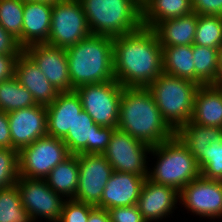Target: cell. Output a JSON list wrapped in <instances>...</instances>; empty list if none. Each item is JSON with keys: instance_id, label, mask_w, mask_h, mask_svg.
Wrapping results in <instances>:
<instances>
[{"instance_id": "obj_41", "label": "cell", "mask_w": 222, "mask_h": 222, "mask_svg": "<svg viewBox=\"0 0 222 222\" xmlns=\"http://www.w3.org/2000/svg\"><path fill=\"white\" fill-rule=\"evenodd\" d=\"M88 222H111L106 209L95 207L89 214Z\"/></svg>"}, {"instance_id": "obj_5", "label": "cell", "mask_w": 222, "mask_h": 222, "mask_svg": "<svg viewBox=\"0 0 222 222\" xmlns=\"http://www.w3.org/2000/svg\"><path fill=\"white\" fill-rule=\"evenodd\" d=\"M150 155L156 156L157 161L153 170L149 167L148 179L157 184L170 186L180 192L201 175L195 157L176 134L152 146Z\"/></svg>"}, {"instance_id": "obj_23", "label": "cell", "mask_w": 222, "mask_h": 222, "mask_svg": "<svg viewBox=\"0 0 222 222\" xmlns=\"http://www.w3.org/2000/svg\"><path fill=\"white\" fill-rule=\"evenodd\" d=\"M198 22V14L170 18L159 22L152 30L162 47L193 45Z\"/></svg>"}, {"instance_id": "obj_26", "label": "cell", "mask_w": 222, "mask_h": 222, "mask_svg": "<svg viewBox=\"0 0 222 222\" xmlns=\"http://www.w3.org/2000/svg\"><path fill=\"white\" fill-rule=\"evenodd\" d=\"M45 180L57 194L75 199L79 180L78 154H70L50 171Z\"/></svg>"}, {"instance_id": "obj_34", "label": "cell", "mask_w": 222, "mask_h": 222, "mask_svg": "<svg viewBox=\"0 0 222 222\" xmlns=\"http://www.w3.org/2000/svg\"><path fill=\"white\" fill-rule=\"evenodd\" d=\"M19 178L18 151L0 148V189L16 184Z\"/></svg>"}, {"instance_id": "obj_19", "label": "cell", "mask_w": 222, "mask_h": 222, "mask_svg": "<svg viewBox=\"0 0 222 222\" xmlns=\"http://www.w3.org/2000/svg\"><path fill=\"white\" fill-rule=\"evenodd\" d=\"M47 109V135L64 139L72 128L77 115L82 111V103L75 90L59 92Z\"/></svg>"}, {"instance_id": "obj_24", "label": "cell", "mask_w": 222, "mask_h": 222, "mask_svg": "<svg viewBox=\"0 0 222 222\" xmlns=\"http://www.w3.org/2000/svg\"><path fill=\"white\" fill-rule=\"evenodd\" d=\"M192 12L191 0H141V24L150 29L161 21Z\"/></svg>"}, {"instance_id": "obj_10", "label": "cell", "mask_w": 222, "mask_h": 222, "mask_svg": "<svg viewBox=\"0 0 222 222\" xmlns=\"http://www.w3.org/2000/svg\"><path fill=\"white\" fill-rule=\"evenodd\" d=\"M151 146L116 129L103 152L114 171L148 177V154Z\"/></svg>"}, {"instance_id": "obj_42", "label": "cell", "mask_w": 222, "mask_h": 222, "mask_svg": "<svg viewBox=\"0 0 222 222\" xmlns=\"http://www.w3.org/2000/svg\"><path fill=\"white\" fill-rule=\"evenodd\" d=\"M211 86L216 88H222V60H219L217 75Z\"/></svg>"}, {"instance_id": "obj_17", "label": "cell", "mask_w": 222, "mask_h": 222, "mask_svg": "<svg viewBox=\"0 0 222 222\" xmlns=\"http://www.w3.org/2000/svg\"><path fill=\"white\" fill-rule=\"evenodd\" d=\"M179 201V191L147 178L142 186L137 206L147 222H159L170 217L174 209L178 208L175 206Z\"/></svg>"}, {"instance_id": "obj_14", "label": "cell", "mask_w": 222, "mask_h": 222, "mask_svg": "<svg viewBox=\"0 0 222 222\" xmlns=\"http://www.w3.org/2000/svg\"><path fill=\"white\" fill-rule=\"evenodd\" d=\"M116 129L96 124L83 110L77 115L63 142L70 154H103Z\"/></svg>"}, {"instance_id": "obj_38", "label": "cell", "mask_w": 222, "mask_h": 222, "mask_svg": "<svg viewBox=\"0 0 222 222\" xmlns=\"http://www.w3.org/2000/svg\"><path fill=\"white\" fill-rule=\"evenodd\" d=\"M192 10L198 15L222 17V0H191Z\"/></svg>"}, {"instance_id": "obj_20", "label": "cell", "mask_w": 222, "mask_h": 222, "mask_svg": "<svg viewBox=\"0 0 222 222\" xmlns=\"http://www.w3.org/2000/svg\"><path fill=\"white\" fill-rule=\"evenodd\" d=\"M14 77L32 94L37 105H50L59 93L24 51L16 61Z\"/></svg>"}, {"instance_id": "obj_43", "label": "cell", "mask_w": 222, "mask_h": 222, "mask_svg": "<svg viewBox=\"0 0 222 222\" xmlns=\"http://www.w3.org/2000/svg\"><path fill=\"white\" fill-rule=\"evenodd\" d=\"M24 1H45V2H49V3L54 4V3L61 1V0H24Z\"/></svg>"}, {"instance_id": "obj_15", "label": "cell", "mask_w": 222, "mask_h": 222, "mask_svg": "<svg viewBox=\"0 0 222 222\" xmlns=\"http://www.w3.org/2000/svg\"><path fill=\"white\" fill-rule=\"evenodd\" d=\"M24 52L58 92L72 91L65 48L38 43L25 47Z\"/></svg>"}, {"instance_id": "obj_27", "label": "cell", "mask_w": 222, "mask_h": 222, "mask_svg": "<svg viewBox=\"0 0 222 222\" xmlns=\"http://www.w3.org/2000/svg\"><path fill=\"white\" fill-rule=\"evenodd\" d=\"M163 73L195 83L193 45L162 47Z\"/></svg>"}, {"instance_id": "obj_2", "label": "cell", "mask_w": 222, "mask_h": 222, "mask_svg": "<svg viewBox=\"0 0 222 222\" xmlns=\"http://www.w3.org/2000/svg\"><path fill=\"white\" fill-rule=\"evenodd\" d=\"M117 129L151 147L175 134L163 120L149 89L138 87H123Z\"/></svg>"}, {"instance_id": "obj_32", "label": "cell", "mask_w": 222, "mask_h": 222, "mask_svg": "<svg viewBox=\"0 0 222 222\" xmlns=\"http://www.w3.org/2000/svg\"><path fill=\"white\" fill-rule=\"evenodd\" d=\"M24 0H0V25L22 46Z\"/></svg>"}, {"instance_id": "obj_18", "label": "cell", "mask_w": 222, "mask_h": 222, "mask_svg": "<svg viewBox=\"0 0 222 222\" xmlns=\"http://www.w3.org/2000/svg\"><path fill=\"white\" fill-rule=\"evenodd\" d=\"M147 178L133 173L113 171L105 185L100 208L109 210L114 207L136 205Z\"/></svg>"}, {"instance_id": "obj_3", "label": "cell", "mask_w": 222, "mask_h": 222, "mask_svg": "<svg viewBox=\"0 0 222 222\" xmlns=\"http://www.w3.org/2000/svg\"><path fill=\"white\" fill-rule=\"evenodd\" d=\"M72 91L85 84L115 79L113 71V38L93 35L66 48Z\"/></svg>"}, {"instance_id": "obj_4", "label": "cell", "mask_w": 222, "mask_h": 222, "mask_svg": "<svg viewBox=\"0 0 222 222\" xmlns=\"http://www.w3.org/2000/svg\"><path fill=\"white\" fill-rule=\"evenodd\" d=\"M91 34L115 38L138 30L141 0H79Z\"/></svg>"}, {"instance_id": "obj_7", "label": "cell", "mask_w": 222, "mask_h": 222, "mask_svg": "<svg viewBox=\"0 0 222 222\" xmlns=\"http://www.w3.org/2000/svg\"><path fill=\"white\" fill-rule=\"evenodd\" d=\"M90 35L79 0H61L53 4L47 44L66 49Z\"/></svg>"}, {"instance_id": "obj_33", "label": "cell", "mask_w": 222, "mask_h": 222, "mask_svg": "<svg viewBox=\"0 0 222 222\" xmlns=\"http://www.w3.org/2000/svg\"><path fill=\"white\" fill-rule=\"evenodd\" d=\"M209 145L205 149V156L197 165L202 177L222 181V140Z\"/></svg>"}, {"instance_id": "obj_21", "label": "cell", "mask_w": 222, "mask_h": 222, "mask_svg": "<svg viewBox=\"0 0 222 222\" xmlns=\"http://www.w3.org/2000/svg\"><path fill=\"white\" fill-rule=\"evenodd\" d=\"M52 3L24 1L22 47L47 43L51 27Z\"/></svg>"}, {"instance_id": "obj_25", "label": "cell", "mask_w": 222, "mask_h": 222, "mask_svg": "<svg viewBox=\"0 0 222 222\" xmlns=\"http://www.w3.org/2000/svg\"><path fill=\"white\" fill-rule=\"evenodd\" d=\"M175 134L187 146L197 163L205 156V149L211 142L222 140V128L202 126L191 121L180 127Z\"/></svg>"}, {"instance_id": "obj_28", "label": "cell", "mask_w": 222, "mask_h": 222, "mask_svg": "<svg viewBox=\"0 0 222 222\" xmlns=\"http://www.w3.org/2000/svg\"><path fill=\"white\" fill-rule=\"evenodd\" d=\"M195 83L199 86L211 85L217 75L219 49L193 44Z\"/></svg>"}, {"instance_id": "obj_8", "label": "cell", "mask_w": 222, "mask_h": 222, "mask_svg": "<svg viewBox=\"0 0 222 222\" xmlns=\"http://www.w3.org/2000/svg\"><path fill=\"white\" fill-rule=\"evenodd\" d=\"M82 108L93 121L104 127L117 128L123 86L115 79L97 84H85L75 89Z\"/></svg>"}, {"instance_id": "obj_22", "label": "cell", "mask_w": 222, "mask_h": 222, "mask_svg": "<svg viewBox=\"0 0 222 222\" xmlns=\"http://www.w3.org/2000/svg\"><path fill=\"white\" fill-rule=\"evenodd\" d=\"M191 122L222 128V88L199 86L195 96Z\"/></svg>"}, {"instance_id": "obj_12", "label": "cell", "mask_w": 222, "mask_h": 222, "mask_svg": "<svg viewBox=\"0 0 222 222\" xmlns=\"http://www.w3.org/2000/svg\"><path fill=\"white\" fill-rule=\"evenodd\" d=\"M79 180L75 200L100 208L113 168L103 154H78Z\"/></svg>"}, {"instance_id": "obj_40", "label": "cell", "mask_w": 222, "mask_h": 222, "mask_svg": "<svg viewBox=\"0 0 222 222\" xmlns=\"http://www.w3.org/2000/svg\"><path fill=\"white\" fill-rule=\"evenodd\" d=\"M0 148L12 149L9 119L6 112L0 111Z\"/></svg>"}, {"instance_id": "obj_13", "label": "cell", "mask_w": 222, "mask_h": 222, "mask_svg": "<svg viewBox=\"0 0 222 222\" xmlns=\"http://www.w3.org/2000/svg\"><path fill=\"white\" fill-rule=\"evenodd\" d=\"M179 197V203L193 215L211 220L222 217V181L200 175L181 189Z\"/></svg>"}, {"instance_id": "obj_44", "label": "cell", "mask_w": 222, "mask_h": 222, "mask_svg": "<svg viewBox=\"0 0 222 222\" xmlns=\"http://www.w3.org/2000/svg\"><path fill=\"white\" fill-rule=\"evenodd\" d=\"M219 54H220V59L219 60H222V45L220 46Z\"/></svg>"}, {"instance_id": "obj_11", "label": "cell", "mask_w": 222, "mask_h": 222, "mask_svg": "<svg viewBox=\"0 0 222 222\" xmlns=\"http://www.w3.org/2000/svg\"><path fill=\"white\" fill-rule=\"evenodd\" d=\"M16 186L21 196L22 206L34 222H39L38 218L59 222L66 199L54 192L45 179L19 177Z\"/></svg>"}, {"instance_id": "obj_9", "label": "cell", "mask_w": 222, "mask_h": 222, "mask_svg": "<svg viewBox=\"0 0 222 222\" xmlns=\"http://www.w3.org/2000/svg\"><path fill=\"white\" fill-rule=\"evenodd\" d=\"M69 155L62 139L41 137L18 152L19 177L45 179Z\"/></svg>"}, {"instance_id": "obj_35", "label": "cell", "mask_w": 222, "mask_h": 222, "mask_svg": "<svg viewBox=\"0 0 222 222\" xmlns=\"http://www.w3.org/2000/svg\"><path fill=\"white\" fill-rule=\"evenodd\" d=\"M94 208L75 199H66L59 222H88L89 214Z\"/></svg>"}, {"instance_id": "obj_29", "label": "cell", "mask_w": 222, "mask_h": 222, "mask_svg": "<svg viewBox=\"0 0 222 222\" xmlns=\"http://www.w3.org/2000/svg\"><path fill=\"white\" fill-rule=\"evenodd\" d=\"M34 105L32 94L15 77L0 82V111L9 113Z\"/></svg>"}, {"instance_id": "obj_31", "label": "cell", "mask_w": 222, "mask_h": 222, "mask_svg": "<svg viewBox=\"0 0 222 222\" xmlns=\"http://www.w3.org/2000/svg\"><path fill=\"white\" fill-rule=\"evenodd\" d=\"M194 45L220 49L222 45V17L198 15Z\"/></svg>"}, {"instance_id": "obj_36", "label": "cell", "mask_w": 222, "mask_h": 222, "mask_svg": "<svg viewBox=\"0 0 222 222\" xmlns=\"http://www.w3.org/2000/svg\"><path fill=\"white\" fill-rule=\"evenodd\" d=\"M111 222H147L136 205L114 207L107 210Z\"/></svg>"}, {"instance_id": "obj_37", "label": "cell", "mask_w": 222, "mask_h": 222, "mask_svg": "<svg viewBox=\"0 0 222 222\" xmlns=\"http://www.w3.org/2000/svg\"><path fill=\"white\" fill-rule=\"evenodd\" d=\"M23 51L18 39L0 25V55H20Z\"/></svg>"}, {"instance_id": "obj_6", "label": "cell", "mask_w": 222, "mask_h": 222, "mask_svg": "<svg viewBox=\"0 0 222 222\" xmlns=\"http://www.w3.org/2000/svg\"><path fill=\"white\" fill-rule=\"evenodd\" d=\"M199 85L162 73L147 88L152 93L163 120L176 132L191 121L194 96Z\"/></svg>"}, {"instance_id": "obj_16", "label": "cell", "mask_w": 222, "mask_h": 222, "mask_svg": "<svg viewBox=\"0 0 222 222\" xmlns=\"http://www.w3.org/2000/svg\"><path fill=\"white\" fill-rule=\"evenodd\" d=\"M12 149L18 152L47 135V109L43 105L14 110L7 113Z\"/></svg>"}, {"instance_id": "obj_39", "label": "cell", "mask_w": 222, "mask_h": 222, "mask_svg": "<svg viewBox=\"0 0 222 222\" xmlns=\"http://www.w3.org/2000/svg\"><path fill=\"white\" fill-rule=\"evenodd\" d=\"M19 55H0V82L14 77Z\"/></svg>"}, {"instance_id": "obj_1", "label": "cell", "mask_w": 222, "mask_h": 222, "mask_svg": "<svg viewBox=\"0 0 222 222\" xmlns=\"http://www.w3.org/2000/svg\"><path fill=\"white\" fill-rule=\"evenodd\" d=\"M113 71L121 86L147 88L163 73L162 46L156 33L141 26L113 38Z\"/></svg>"}, {"instance_id": "obj_30", "label": "cell", "mask_w": 222, "mask_h": 222, "mask_svg": "<svg viewBox=\"0 0 222 222\" xmlns=\"http://www.w3.org/2000/svg\"><path fill=\"white\" fill-rule=\"evenodd\" d=\"M0 222H34L28 211L22 206L16 184L0 189Z\"/></svg>"}]
</instances>
